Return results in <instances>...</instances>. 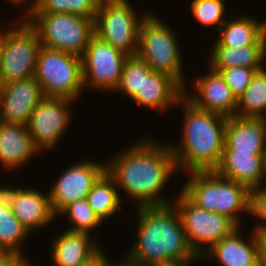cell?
<instances>
[{"label":"cell","mask_w":266,"mask_h":266,"mask_svg":"<svg viewBox=\"0 0 266 266\" xmlns=\"http://www.w3.org/2000/svg\"><path fill=\"white\" fill-rule=\"evenodd\" d=\"M156 17L149 12L142 21L136 56L149 65L153 71L174 78L185 89L178 39L169 25Z\"/></svg>","instance_id":"cell-6"},{"label":"cell","mask_w":266,"mask_h":266,"mask_svg":"<svg viewBox=\"0 0 266 266\" xmlns=\"http://www.w3.org/2000/svg\"><path fill=\"white\" fill-rule=\"evenodd\" d=\"M0 189L8 196L12 213L30 233L35 228H41L54 219L49 194L33 190V188H12L2 186Z\"/></svg>","instance_id":"cell-16"},{"label":"cell","mask_w":266,"mask_h":266,"mask_svg":"<svg viewBox=\"0 0 266 266\" xmlns=\"http://www.w3.org/2000/svg\"><path fill=\"white\" fill-rule=\"evenodd\" d=\"M29 234L12 213L8 196L0 189V249L4 254L22 256L20 244Z\"/></svg>","instance_id":"cell-25"},{"label":"cell","mask_w":266,"mask_h":266,"mask_svg":"<svg viewBox=\"0 0 266 266\" xmlns=\"http://www.w3.org/2000/svg\"><path fill=\"white\" fill-rule=\"evenodd\" d=\"M189 174L190 180L181 191L198 207L225 215L240 226L239 212L250 213L251 191L215 171H192Z\"/></svg>","instance_id":"cell-4"},{"label":"cell","mask_w":266,"mask_h":266,"mask_svg":"<svg viewBox=\"0 0 266 266\" xmlns=\"http://www.w3.org/2000/svg\"><path fill=\"white\" fill-rule=\"evenodd\" d=\"M266 70L264 67L253 75L244 92L237 99L236 116L266 119Z\"/></svg>","instance_id":"cell-27"},{"label":"cell","mask_w":266,"mask_h":266,"mask_svg":"<svg viewBox=\"0 0 266 266\" xmlns=\"http://www.w3.org/2000/svg\"><path fill=\"white\" fill-rule=\"evenodd\" d=\"M266 149V119L227 117L223 151L263 154Z\"/></svg>","instance_id":"cell-17"},{"label":"cell","mask_w":266,"mask_h":266,"mask_svg":"<svg viewBox=\"0 0 266 266\" xmlns=\"http://www.w3.org/2000/svg\"><path fill=\"white\" fill-rule=\"evenodd\" d=\"M34 77L44 97L75 101L84 89L81 57L43 46L38 54Z\"/></svg>","instance_id":"cell-7"},{"label":"cell","mask_w":266,"mask_h":266,"mask_svg":"<svg viewBox=\"0 0 266 266\" xmlns=\"http://www.w3.org/2000/svg\"><path fill=\"white\" fill-rule=\"evenodd\" d=\"M88 266H110V261H108L107 256H105V253H102Z\"/></svg>","instance_id":"cell-36"},{"label":"cell","mask_w":266,"mask_h":266,"mask_svg":"<svg viewBox=\"0 0 266 266\" xmlns=\"http://www.w3.org/2000/svg\"><path fill=\"white\" fill-rule=\"evenodd\" d=\"M210 71L203 77H199L195 82L197 95H187L184 89L183 97L196 108L221 114L225 117L236 116L237 99L233 95L231 88L226 84L221 74Z\"/></svg>","instance_id":"cell-15"},{"label":"cell","mask_w":266,"mask_h":266,"mask_svg":"<svg viewBox=\"0 0 266 266\" xmlns=\"http://www.w3.org/2000/svg\"><path fill=\"white\" fill-rule=\"evenodd\" d=\"M53 241L51 256L54 266H88L103 253L86 233L67 230Z\"/></svg>","instance_id":"cell-18"},{"label":"cell","mask_w":266,"mask_h":266,"mask_svg":"<svg viewBox=\"0 0 266 266\" xmlns=\"http://www.w3.org/2000/svg\"><path fill=\"white\" fill-rule=\"evenodd\" d=\"M153 69L137 56H128L122 66L119 84L115 91L126 93L133 98L141 90L143 78L150 75Z\"/></svg>","instance_id":"cell-29"},{"label":"cell","mask_w":266,"mask_h":266,"mask_svg":"<svg viewBox=\"0 0 266 266\" xmlns=\"http://www.w3.org/2000/svg\"><path fill=\"white\" fill-rule=\"evenodd\" d=\"M266 57V44H251L242 47L222 46L218 41L212 47L211 68H263Z\"/></svg>","instance_id":"cell-24"},{"label":"cell","mask_w":266,"mask_h":266,"mask_svg":"<svg viewBox=\"0 0 266 266\" xmlns=\"http://www.w3.org/2000/svg\"><path fill=\"white\" fill-rule=\"evenodd\" d=\"M263 177H266V149L262 154Z\"/></svg>","instance_id":"cell-38"},{"label":"cell","mask_w":266,"mask_h":266,"mask_svg":"<svg viewBox=\"0 0 266 266\" xmlns=\"http://www.w3.org/2000/svg\"><path fill=\"white\" fill-rule=\"evenodd\" d=\"M116 187L119 186L105 171L87 195L89 205L102 222L119 212L121 199Z\"/></svg>","instance_id":"cell-26"},{"label":"cell","mask_w":266,"mask_h":266,"mask_svg":"<svg viewBox=\"0 0 266 266\" xmlns=\"http://www.w3.org/2000/svg\"><path fill=\"white\" fill-rule=\"evenodd\" d=\"M128 55L94 35L81 56L83 87L115 91Z\"/></svg>","instance_id":"cell-11"},{"label":"cell","mask_w":266,"mask_h":266,"mask_svg":"<svg viewBox=\"0 0 266 266\" xmlns=\"http://www.w3.org/2000/svg\"><path fill=\"white\" fill-rule=\"evenodd\" d=\"M120 263H121V264H120ZM120 263H119V265H118V264H117V265H115V264H112V265H111V263H110V266H113V265H114V266H129V265H127L126 263H124L123 261H121Z\"/></svg>","instance_id":"cell-41"},{"label":"cell","mask_w":266,"mask_h":266,"mask_svg":"<svg viewBox=\"0 0 266 266\" xmlns=\"http://www.w3.org/2000/svg\"><path fill=\"white\" fill-rule=\"evenodd\" d=\"M5 42H6V31L3 33L0 32V67H1V63H2Z\"/></svg>","instance_id":"cell-37"},{"label":"cell","mask_w":266,"mask_h":266,"mask_svg":"<svg viewBox=\"0 0 266 266\" xmlns=\"http://www.w3.org/2000/svg\"><path fill=\"white\" fill-rule=\"evenodd\" d=\"M23 266H31L30 263L27 261Z\"/></svg>","instance_id":"cell-43"},{"label":"cell","mask_w":266,"mask_h":266,"mask_svg":"<svg viewBox=\"0 0 266 266\" xmlns=\"http://www.w3.org/2000/svg\"><path fill=\"white\" fill-rule=\"evenodd\" d=\"M101 0H34L26 10L29 13H70L95 19Z\"/></svg>","instance_id":"cell-28"},{"label":"cell","mask_w":266,"mask_h":266,"mask_svg":"<svg viewBox=\"0 0 266 266\" xmlns=\"http://www.w3.org/2000/svg\"><path fill=\"white\" fill-rule=\"evenodd\" d=\"M240 228L239 226L230 235L223 237L202 256V259L216 258L222 266H260L257 235L252 232L250 241H244L239 234Z\"/></svg>","instance_id":"cell-20"},{"label":"cell","mask_w":266,"mask_h":266,"mask_svg":"<svg viewBox=\"0 0 266 266\" xmlns=\"http://www.w3.org/2000/svg\"><path fill=\"white\" fill-rule=\"evenodd\" d=\"M27 260L16 254H3L0 257V266H23Z\"/></svg>","instance_id":"cell-34"},{"label":"cell","mask_w":266,"mask_h":266,"mask_svg":"<svg viewBox=\"0 0 266 266\" xmlns=\"http://www.w3.org/2000/svg\"><path fill=\"white\" fill-rule=\"evenodd\" d=\"M106 171V164L82 161L63 171L48 194L54 215L78 200L87 198L93 184Z\"/></svg>","instance_id":"cell-13"},{"label":"cell","mask_w":266,"mask_h":266,"mask_svg":"<svg viewBox=\"0 0 266 266\" xmlns=\"http://www.w3.org/2000/svg\"><path fill=\"white\" fill-rule=\"evenodd\" d=\"M4 81H3V77H2V72H1V69H0V93H1V90L3 89L4 87Z\"/></svg>","instance_id":"cell-39"},{"label":"cell","mask_w":266,"mask_h":266,"mask_svg":"<svg viewBox=\"0 0 266 266\" xmlns=\"http://www.w3.org/2000/svg\"><path fill=\"white\" fill-rule=\"evenodd\" d=\"M24 21L20 28L6 32V42L1 63L4 84L29 78L35 75L36 63L40 48L37 31Z\"/></svg>","instance_id":"cell-10"},{"label":"cell","mask_w":266,"mask_h":266,"mask_svg":"<svg viewBox=\"0 0 266 266\" xmlns=\"http://www.w3.org/2000/svg\"><path fill=\"white\" fill-rule=\"evenodd\" d=\"M212 69L221 74L226 84L231 88L233 95L238 99L250 84L255 72L262 68L230 67Z\"/></svg>","instance_id":"cell-32"},{"label":"cell","mask_w":266,"mask_h":266,"mask_svg":"<svg viewBox=\"0 0 266 266\" xmlns=\"http://www.w3.org/2000/svg\"><path fill=\"white\" fill-rule=\"evenodd\" d=\"M250 214L262 220L252 232L256 235L266 233V193L261 188L250 193Z\"/></svg>","instance_id":"cell-33"},{"label":"cell","mask_w":266,"mask_h":266,"mask_svg":"<svg viewBox=\"0 0 266 266\" xmlns=\"http://www.w3.org/2000/svg\"><path fill=\"white\" fill-rule=\"evenodd\" d=\"M43 98L34 76L6 83L0 93V122L27 126L34 107Z\"/></svg>","instance_id":"cell-14"},{"label":"cell","mask_w":266,"mask_h":266,"mask_svg":"<svg viewBox=\"0 0 266 266\" xmlns=\"http://www.w3.org/2000/svg\"><path fill=\"white\" fill-rule=\"evenodd\" d=\"M179 194L173 205L182 219L188 244L198 258L239 227L225 215L198 207L182 191Z\"/></svg>","instance_id":"cell-9"},{"label":"cell","mask_w":266,"mask_h":266,"mask_svg":"<svg viewBox=\"0 0 266 266\" xmlns=\"http://www.w3.org/2000/svg\"><path fill=\"white\" fill-rule=\"evenodd\" d=\"M184 88L171 76L152 71L143 78L141 90L132 98L135 103L149 109L162 110L181 105Z\"/></svg>","instance_id":"cell-19"},{"label":"cell","mask_w":266,"mask_h":266,"mask_svg":"<svg viewBox=\"0 0 266 266\" xmlns=\"http://www.w3.org/2000/svg\"><path fill=\"white\" fill-rule=\"evenodd\" d=\"M259 241L260 266H266V233L257 235Z\"/></svg>","instance_id":"cell-35"},{"label":"cell","mask_w":266,"mask_h":266,"mask_svg":"<svg viewBox=\"0 0 266 266\" xmlns=\"http://www.w3.org/2000/svg\"><path fill=\"white\" fill-rule=\"evenodd\" d=\"M214 171L219 176L242 184L252 191L262 186V154L223 151L220 164Z\"/></svg>","instance_id":"cell-22"},{"label":"cell","mask_w":266,"mask_h":266,"mask_svg":"<svg viewBox=\"0 0 266 266\" xmlns=\"http://www.w3.org/2000/svg\"><path fill=\"white\" fill-rule=\"evenodd\" d=\"M148 14L140 19L127 0H101L94 19L95 35L126 55L136 56L140 25Z\"/></svg>","instance_id":"cell-8"},{"label":"cell","mask_w":266,"mask_h":266,"mask_svg":"<svg viewBox=\"0 0 266 266\" xmlns=\"http://www.w3.org/2000/svg\"><path fill=\"white\" fill-rule=\"evenodd\" d=\"M25 18L37 31L41 45L82 56L95 35L94 19L70 13H29Z\"/></svg>","instance_id":"cell-5"},{"label":"cell","mask_w":266,"mask_h":266,"mask_svg":"<svg viewBox=\"0 0 266 266\" xmlns=\"http://www.w3.org/2000/svg\"><path fill=\"white\" fill-rule=\"evenodd\" d=\"M136 209L138 233L124 263L129 266H187L198 259L188 244L182 219L173 203Z\"/></svg>","instance_id":"cell-2"},{"label":"cell","mask_w":266,"mask_h":266,"mask_svg":"<svg viewBox=\"0 0 266 266\" xmlns=\"http://www.w3.org/2000/svg\"><path fill=\"white\" fill-rule=\"evenodd\" d=\"M9 1V0H8ZM11 3H13L14 5L17 4V5H20L24 2H26V0H10ZM28 1V0H27Z\"/></svg>","instance_id":"cell-40"},{"label":"cell","mask_w":266,"mask_h":266,"mask_svg":"<svg viewBox=\"0 0 266 266\" xmlns=\"http://www.w3.org/2000/svg\"><path fill=\"white\" fill-rule=\"evenodd\" d=\"M66 214L71 228L68 231L90 234V230L100 226L102 221L98 218L87 199L78 200L65 207L60 213Z\"/></svg>","instance_id":"cell-30"},{"label":"cell","mask_w":266,"mask_h":266,"mask_svg":"<svg viewBox=\"0 0 266 266\" xmlns=\"http://www.w3.org/2000/svg\"><path fill=\"white\" fill-rule=\"evenodd\" d=\"M263 179H265L266 180V177H263ZM265 193H266V186L265 187H260Z\"/></svg>","instance_id":"cell-42"},{"label":"cell","mask_w":266,"mask_h":266,"mask_svg":"<svg viewBox=\"0 0 266 266\" xmlns=\"http://www.w3.org/2000/svg\"><path fill=\"white\" fill-rule=\"evenodd\" d=\"M4 253L2 252V250L0 249V257L3 255Z\"/></svg>","instance_id":"cell-44"},{"label":"cell","mask_w":266,"mask_h":266,"mask_svg":"<svg viewBox=\"0 0 266 266\" xmlns=\"http://www.w3.org/2000/svg\"><path fill=\"white\" fill-rule=\"evenodd\" d=\"M183 133L177 145L170 144L176 168L192 171H214L220 164L225 146L227 117L203 111L184 97Z\"/></svg>","instance_id":"cell-3"},{"label":"cell","mask_w":266,"mask_h":266,"mask_svg":"<svg viewBox=\"0 0 266 266\" xmlns=\"http://www.w3.org/2000/svg\"><path fill=\"white\" fill-rule=\"evenodd\" d=\"M137 143L108 161L106 172L123 192L138 201L137 207L171 204L160 195L169 177L177 171L170 145L147 138Z\"/></svg>","instance_id":"cell-1"},{"label":"cell","mask_w":266,"mask_h":266,"mask_svg":"<svg viewBox=\"0 0 266 266\" xmlns=\"http://www.w3.org/2000/svg\"><path fill=\"white\" fill-rule=\"evenodd\" d=\"M218 32L220 36L217 41L222 46L239 48L251 44H266V21L261 23L251 17L241 16L230 21L228 19Z\"/></svg>","instance_id":"cell-23"},{"label":"cell","mask_w":266,"mask_h":266,"mask_svg":"<svg viewBox=\"0 0 266 266\" xmlns=\"http://www.w3.org/2000/svg\"><path fill=\"white\" fill-rule=\"evenodd\" d=\"M225 1L226 0H192L191 14L204 26L218 25L216 27L219 31L220 25L226 21L222 18L225 14Z\"/></svg>","instance_id":"cell-31"},{"label":"cell","mask_w":266,"mask_h":266,"mask_svg":"<svg viewBox=\"0 0 266 266\" xmlns=\"http://www.w3.org/2000/svg\"><path fill=\"white\" fill-rule=\"evenodd\" d=\"M40 153L27 126L0 122V163L13 170Z\"/></svg>","instance_id":"cell-21"},{"label":"cell","mask_w":266,"mask_h":266,"mask_svg":"<svg viewBox=\"0 0 266 266\" xmlns=\"http://www.w3.org/2000/svg\"><path fill=\"white\" fill-rule=\"evenodd\" d=\"M72 102L67 98L44 97L34 107L27 128L39 151L58 144L71 121L68 104Z\"/></svg>","instance_id":"cell-12"}]
</instances>
